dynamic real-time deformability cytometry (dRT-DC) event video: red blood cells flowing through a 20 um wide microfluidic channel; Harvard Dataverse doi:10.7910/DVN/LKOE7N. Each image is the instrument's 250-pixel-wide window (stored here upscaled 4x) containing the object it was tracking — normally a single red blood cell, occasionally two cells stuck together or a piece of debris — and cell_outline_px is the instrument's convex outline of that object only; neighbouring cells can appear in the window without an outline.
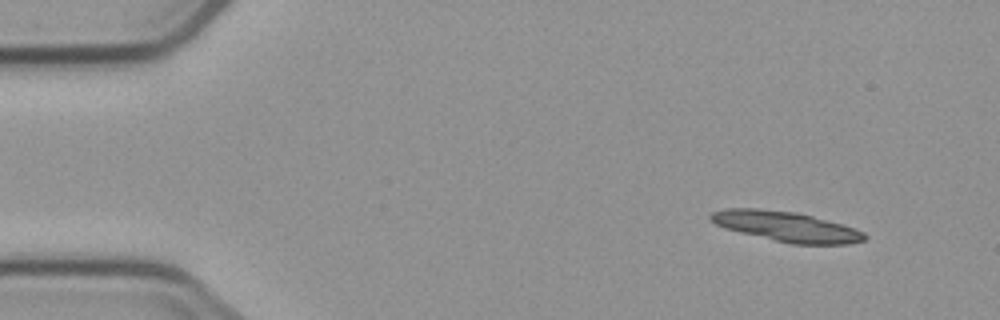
{"species": "common noctule bat (a hibernating species)", "species_latin": "Nyctalus noctula", "temperature_condition": "cold", "stored_images_in_passage": 4, "camera_frame_rate_fps": 3000, "um_per_image_px": 0.085, "animal": {"sex": "male", "body_mass_g": 23.1, "forearm_length_mm": 52.7}, "frame": {"image": 1, "passage_image": 1, "time_ms": 0.0, "image_size_px": [1000, 320], "cell_outline_px": [[868, 236], [864, 240], [848, 244], [792, 244], [740, 232], [724, 228], [708, 220], [708, 216], [712, 212], [728, 208], [760, 208], [796, 212], [812, 216], [856, 228], [864, 232]], "centroid_in_image_um": [66.82, 19.25], "position_along_channel_um": 18.2, "area_um2": 26.93}}